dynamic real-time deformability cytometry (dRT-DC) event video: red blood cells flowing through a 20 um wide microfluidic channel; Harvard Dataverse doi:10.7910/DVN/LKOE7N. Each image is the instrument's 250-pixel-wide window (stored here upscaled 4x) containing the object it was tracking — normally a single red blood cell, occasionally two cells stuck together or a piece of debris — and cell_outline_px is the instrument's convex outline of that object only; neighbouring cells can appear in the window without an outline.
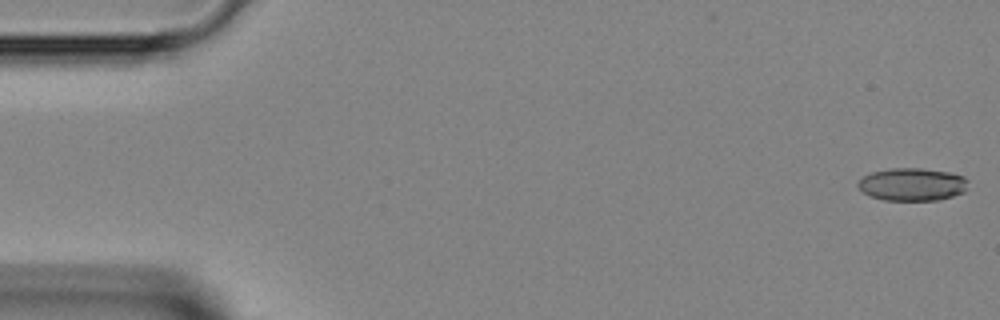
{"species": "Egyptian fruit bat (a non-hibernating species)", "species_latin": "Rousettus aegyptiacus", "temperature_condition": "room temperature", "stored_images_in_passage": 12, "camera_frame_rate_fps": 3000, "um_per_image_px": 0.085, "animal": {"sex": "female"}, "frame": {"image": 1, "passage_image": 1, "time_ms": 0.0, "image_size_px": [1000, 320], "cell_outline_px": [[968, 180], [964, 192], [940, 200], [884, 200], [868, 196], [856, 184], [864, 176], [872, 172], [888, 168], [920, 168], [948, 172], [964, 176]], "centroid_in_image_um": [77.53, 15.67], "position_along_channel_um": 7.5, "area_um2": 21.04}}
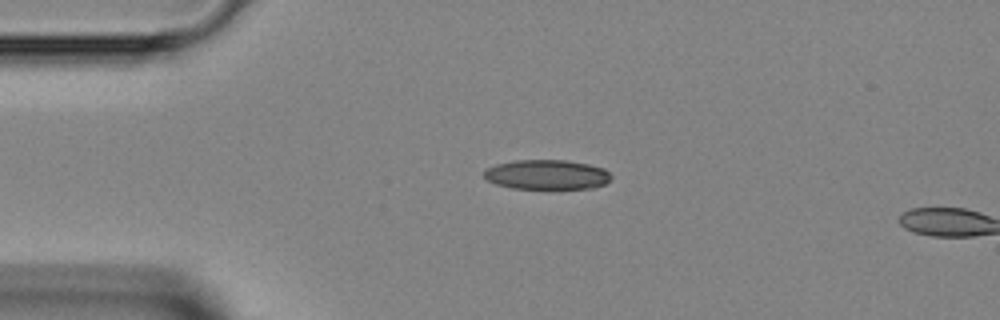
{"frame": {"image": 2, "passage_image": 10, "time_ms": 3.0, "image_size_px": [1000, 320], "cell_outline_px": [[612, 176], [604, 184], [592, 188], [512, 188], [496, 184], [488, 180], [484, 176], [484, 172], [488, 168], [496, 164], [516, 160], [568, 160], [588, 164], [604, 168]], "centroid_in_image_um": [46.49, 14.83], "position_along_channel_um": 38.5, "area_um2": 21.79}}